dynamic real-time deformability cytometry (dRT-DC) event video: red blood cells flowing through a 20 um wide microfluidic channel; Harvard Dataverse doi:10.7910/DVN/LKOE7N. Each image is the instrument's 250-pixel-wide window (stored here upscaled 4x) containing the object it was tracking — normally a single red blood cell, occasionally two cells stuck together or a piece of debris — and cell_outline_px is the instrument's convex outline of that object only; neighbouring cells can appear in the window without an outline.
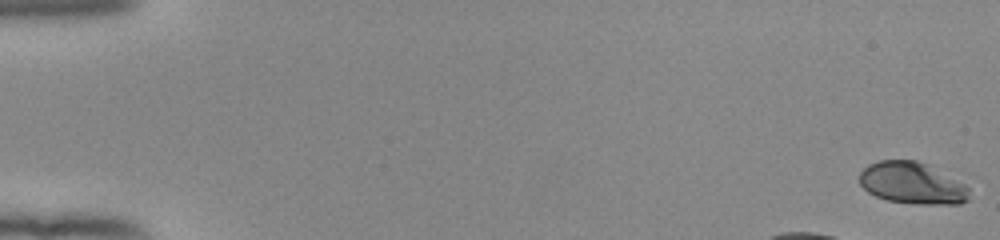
{"species": "human", "species_latin": "Homo sapiens", "temperature_condition": "room temperature", "stored_images_in_passage": 44, "camera_frame_rate_fps": 3000, "um_per_image_px": 0.085, "donor": {"sex": "female"}, "frame": {"image": 1, "passage_image": 1, "time_ms": 0.0, "image_size_px": [1000, 240], "cell_outline_px": [[968, 200], [960, 204], [916, 204], [888, 200], [876, 196], [868, 192], [860, 184], [860, 172], [868, 164], [880, 160], [916, 160], [928, 164], [964, 184], [968, 188]], "centroid_in_image_um": [77.52, 15.56], "position_along_channel_um": 7.5, "area_um2": 26.59}}
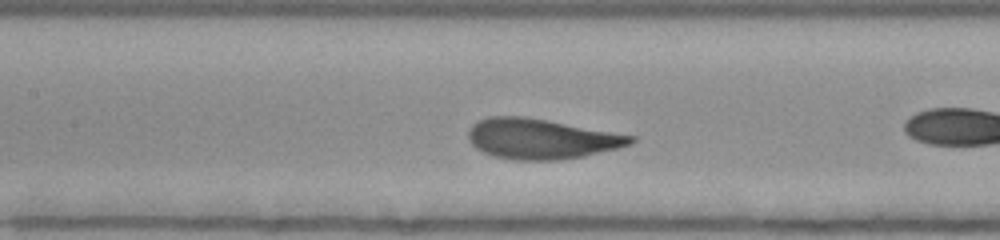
{"frame": {"image": 2, "passage_image": 24, "time_ms": 7.667, "image_size_px": [1000, 240], "cell_outline_px": [[636, 140], [632, 144], [584, 156], [560, 160], [512, 160], [492, 156], [476, 148], [468, 140], [468, 128], [476, 120], [488, 116], [524, 116], [636, 136]], "centroid_in_image_um": [45.95, 11.8], "position_along_channel_um": 161.4, "area_um2": 38.21}}
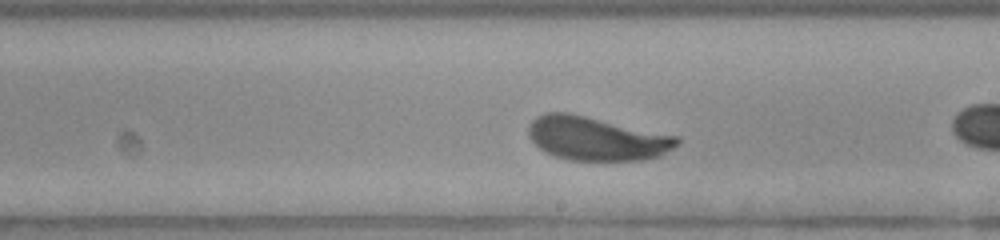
{"frame": {"image": 3, "passage_image": 30, "time_ms": 9.667, "image_size_px": [1000, 240], "cell_outline_px": [[680, 144], [660, 156], [640, 160], [568, 160], [544, 152], [528, 136], [528, 124], [536, 116], [544, 112], [568, 112], [680, 136]], "centroid_in_image_um": [50.71, 11.76], "position_along_channel_um": 238.3, "area_um2": 38.15}, "authors_computed_cell_mechanics": {"area_um2": 37.6567, "velocity_mm_per_s": 3.8818, "shape_relaxation_time_tau1_ms": 2.2234, "shape_relaxation_time_tau2_ms": null, "deformation_change_tau1": 0.1359, "deformation_change_tau2": null}}